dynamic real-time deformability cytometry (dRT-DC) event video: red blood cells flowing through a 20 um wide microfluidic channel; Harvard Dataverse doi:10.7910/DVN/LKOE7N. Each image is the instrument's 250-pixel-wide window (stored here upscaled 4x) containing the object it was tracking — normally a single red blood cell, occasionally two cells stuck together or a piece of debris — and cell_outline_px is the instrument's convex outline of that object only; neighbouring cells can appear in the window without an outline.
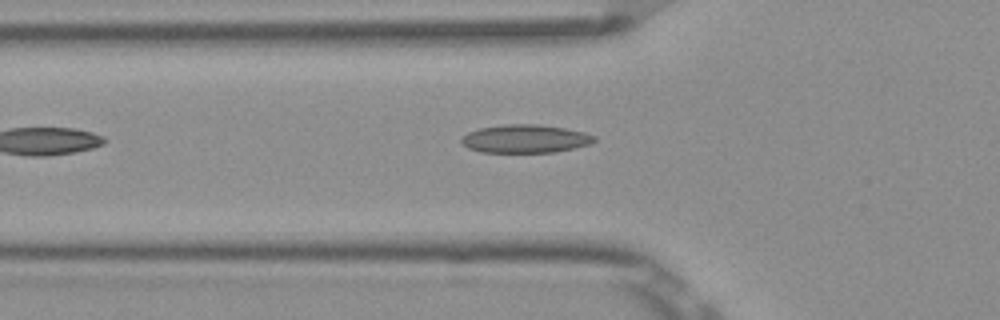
{"species": "Egyptian fruit bat (a non-hibernating species)", "species_latin": "Rousettus aegyptiacus", "temperature_condition": "room temperature", "stored_images_in_passage": 5, "camera_frame_rate_fps": 3000, "um_per_image_px": 0.085, "frame": {"image": 1, "passage_image": 5, "time_ms": 1.333, "image_size_px": [1000, 320], "cell_outline_px": [[596, 140], [592, 144], [556, 152], [480, 152], [468, 148], [460, 140], [468, 132], [480, 128], [508, 124], [536, 124], [564, 128], [584, 132], [596, 136]], "centroid_in_image_um": [44.68, 11.8], "position_along_channel_um": 81.1, "area_um2": 21.79}}